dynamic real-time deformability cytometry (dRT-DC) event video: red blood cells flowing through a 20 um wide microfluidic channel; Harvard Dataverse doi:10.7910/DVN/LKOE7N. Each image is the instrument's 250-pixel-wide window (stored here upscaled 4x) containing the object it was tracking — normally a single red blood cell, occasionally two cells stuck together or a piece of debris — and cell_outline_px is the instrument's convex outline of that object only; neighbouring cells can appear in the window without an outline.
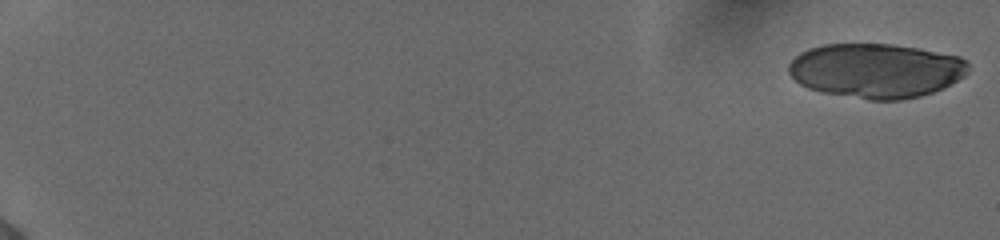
{"species": "human", "species_latin": "Homo sapiens", "temperature_condition": "cold", "stored_images_in_passage": 23, "camera_frame_rate_fps": 3000, "um_per_image_px": 0.085, "donor": {"sex": "female"}, "frame": {"image": 1, "passage_image": 1, "time_ms": 0.0, "image_size_px": [1000, 240], "cell_outline_px": [[968, 72], [964, 76], [932, 92], [920, 96], [900, 100], [868, 100], [820, 92], [808, 88], [800, 84], [788, 72], [788, 64], [800, 52], [808, 48], [824, 44], [892, 44], [920, 48], [960, 56], [968, 60]], "centroid_in_image_um": [74.44, 5.99], "position_along_channel_um": 10.6, "area_um2": 57.28}}